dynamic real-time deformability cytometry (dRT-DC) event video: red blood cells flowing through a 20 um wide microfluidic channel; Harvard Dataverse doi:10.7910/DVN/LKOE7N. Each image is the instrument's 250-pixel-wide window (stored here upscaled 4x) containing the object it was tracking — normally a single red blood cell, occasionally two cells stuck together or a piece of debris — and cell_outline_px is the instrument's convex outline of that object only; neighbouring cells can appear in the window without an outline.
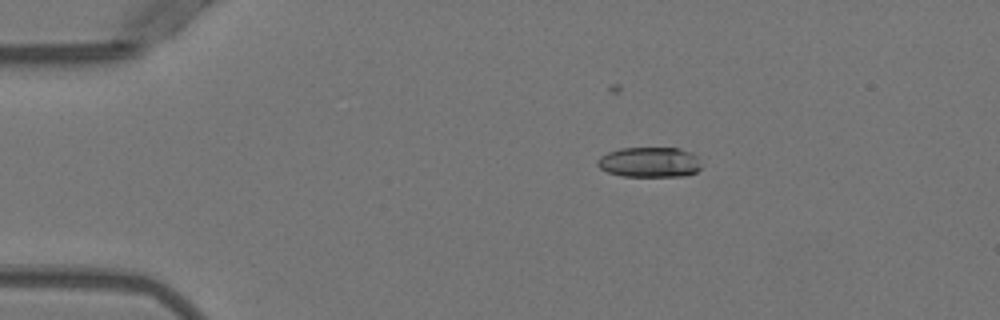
{"species": "Egyptian fruit bat (a non-hibernating species)", "species_latin": "Rousettus aegyptiacus", "temperature_condition": "warm", "stored_images_in_passage": 44, "camera_frame_rate_fps": 3000, "um_per_image_px": 0.085, "animal": {"sex": "female"}, "frame": {"image": 1, "passage_image": 1, "time_ms": 0.0, "image_size_px": [1000, 320], "cell_outline_px": [[700, 168], [696, 172], [684, 176], [620, 176], [608, 172], [600, 168], [596, 164], [596, 160], [600, 156], [608, 152], [620, 148], [680, 148], [696, 156], [700, 164]], "centroid_in_image_um": [55.17, 13.79], "position_along_channel_um": 29.8, "area_um2": 18.26}}
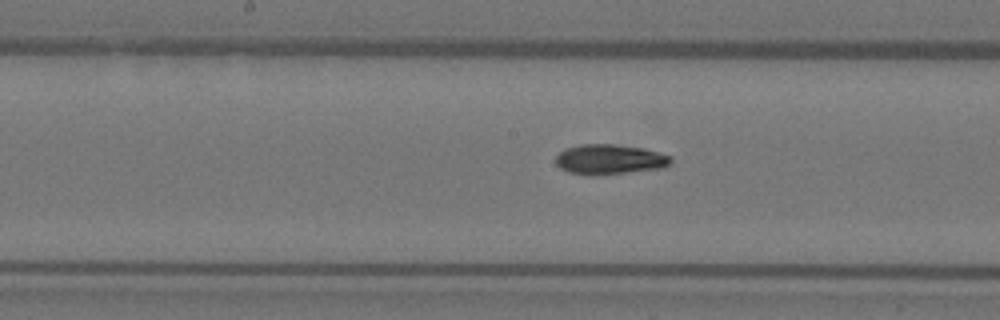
{"frame": {"image": 2, "passage_image": 18, "time_ms": 5.667, "image_size_px": [1000, 320], "cell_outline_px": [[672, 160], [664, 168], [592, 176], [568, 172], [560, 168], [556, 164], [556, 156], [564, 148], [580, 144], [616, 144], [644, 148], [672, 156]], "centroid_in_image_um": [51.8, 13.54], "position_along_channel_um": 196.4, "area_um2": 20.35}}
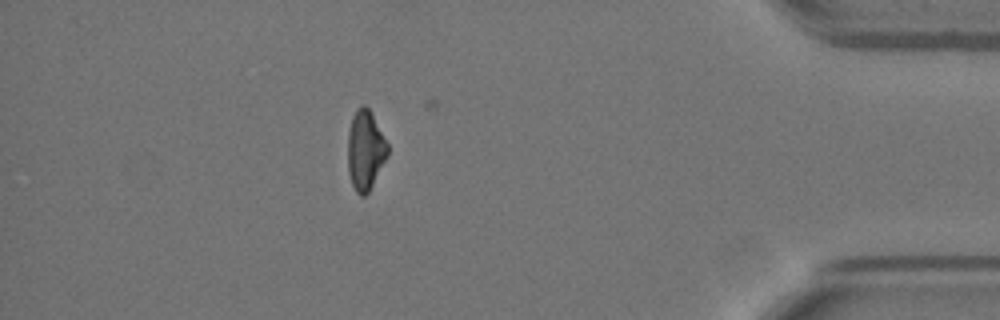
{"frame": {"image": 3, "passage_image": 37, "time_ms": 12.0, "image_size_px": [1000, 320], "cell_outline_px": [[388, 156], [368, 192], [364, 196], [360, 196], [356, 192], [352, 184], [348, 172], [348, 132], [352, 116], [356, 108], [360, 104], [364, 104], [368, 108], [388, 144]], "centroid_in_image_um": [31.04, 12.76], "position_along_channel_um": 404.2, "area_um2": 18.44}}